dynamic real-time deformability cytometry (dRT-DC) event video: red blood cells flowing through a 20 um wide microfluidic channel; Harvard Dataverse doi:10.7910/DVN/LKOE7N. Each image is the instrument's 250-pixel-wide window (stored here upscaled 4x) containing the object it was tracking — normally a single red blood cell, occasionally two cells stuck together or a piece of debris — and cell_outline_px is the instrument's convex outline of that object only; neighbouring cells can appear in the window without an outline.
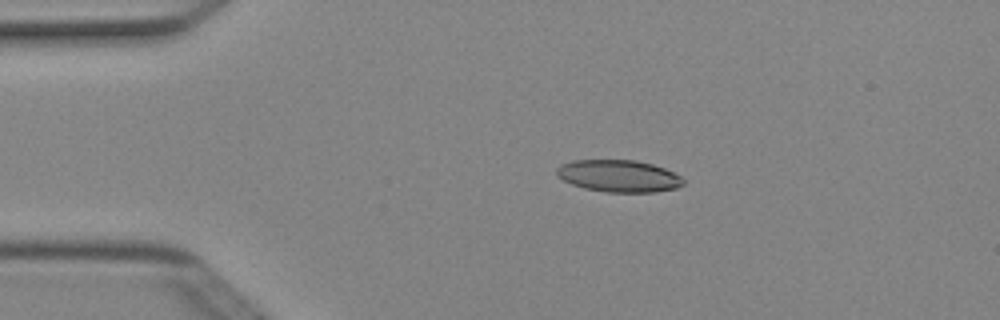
{"species": "Egyptian fruit bat (a non-hibernating species)", "species_latin": "Rousettus aegyptiacus", "temperature_condition": "cold", "stored_images_in_passage": 3, "camera_frame_rate_fps": 3000, "um_per_image_px": 0.085, "animal": {"sex": "female"}, "frame": {"image": 1, "passage_image": 2, "time_ms": 0.333, "image_size_px": [1000, 320], "cell_outline_px": [[684, 184], [676, 188], [652, 192], [608, 192], [584, 188], [572, 184], [556, 176], [556, 168], [560, 164], [572, 160], [636, 160], [652, 164], [664, 168], [680, 176], [684, 180]], "centroid_in_image_um": [52.56, 14.95], "position_along_channel_um": 32.4, "area_um2": 23.64}}